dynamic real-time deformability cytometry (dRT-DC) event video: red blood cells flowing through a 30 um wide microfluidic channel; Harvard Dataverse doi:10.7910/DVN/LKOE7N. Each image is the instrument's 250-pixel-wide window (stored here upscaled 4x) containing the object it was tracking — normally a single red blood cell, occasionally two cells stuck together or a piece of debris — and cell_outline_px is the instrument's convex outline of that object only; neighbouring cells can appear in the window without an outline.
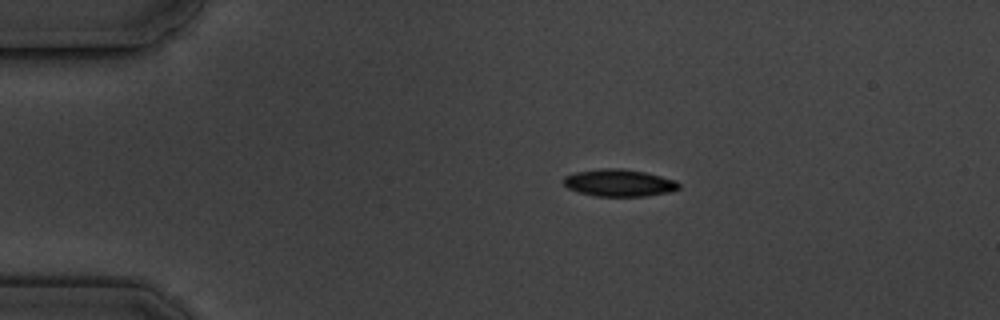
{"species": "common noctule bat (a hibernating species)", "species_latin": "Nyctalus noctula", "temperature_condition": "cold", "stored_images_in_passage": 4, "camera_frame_rate_fps": 3000, "um_per_image_px": 0.085, "animal": {"sex": "male", "body_mass_g": 19.5, "forearm_length_mm": 54.6}, "frame": {"image": 1, "passage_image": 1, "time_ms": 0.0, "image_size_px": [1000, 320], "cell_outline_px": [[680, 188], [672, 192], [644, 196], [596, 196], [580, 192], [568, 188], [564, 184], [564, 176], [576, 172], [600, 168], [620, 168], [644, 172], [676, 180], [680, 184]], "centroid_in_image_um": [52.65, 15.54], "position_along_channel_um": 32.4, "area_um2": 18.21}}